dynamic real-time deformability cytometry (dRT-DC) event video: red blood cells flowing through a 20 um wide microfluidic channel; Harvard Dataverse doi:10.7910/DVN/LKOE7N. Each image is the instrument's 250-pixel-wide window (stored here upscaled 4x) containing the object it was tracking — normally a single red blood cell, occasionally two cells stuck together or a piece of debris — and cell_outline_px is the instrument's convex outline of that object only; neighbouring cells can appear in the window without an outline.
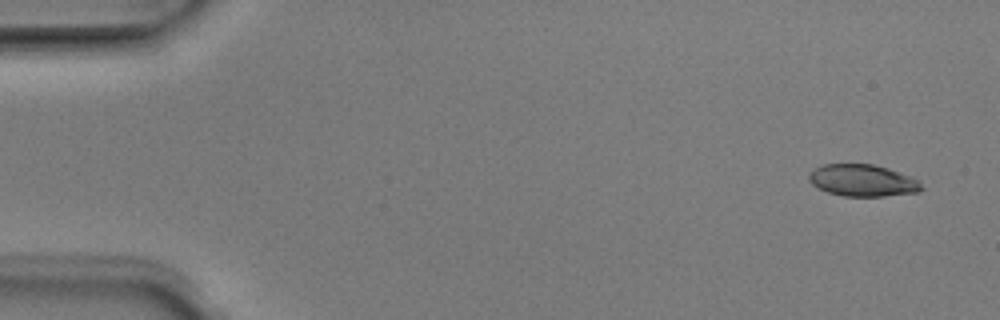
{"species": "Egyptian fruit bat (a non-hibernating species)", "species_latin": "Rousettus aegyptiacus", "temperature_condition": "room temperature", "stored_images_in_passage": 5, "camera_frame_rate_fps": 3000, "um_per_image_px": 0.085, "animal": {"sex": "male"}, "frame": {"image": 1, "passage_image": 1, "time_ms": 0.0, "image_size_px": [1000, 320], "cell_outline_px": [[924, 188], [920, 192], [884, 196], [844, 196], [828, 192], [812, 184], [808, 180], [808, 176], [816, 168], [824, 164], [872, 164], [888, 168], [908, 176], [916, 180]], "centroid_in_image_um": [73.32, 15.34], "position_along_channel_um": 11.7, "area_um2": 20.63}}
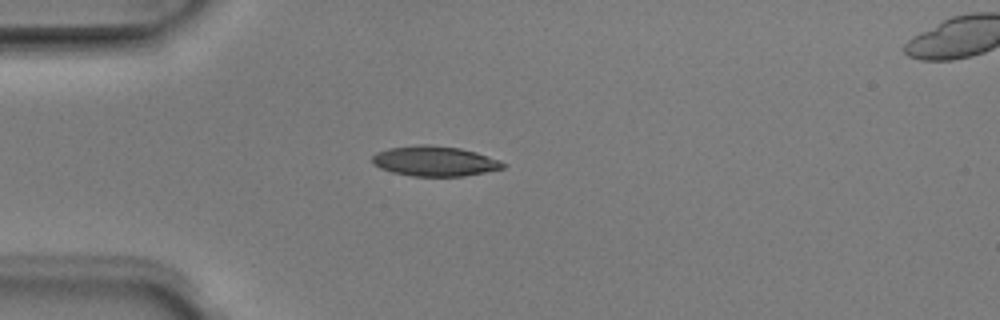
{"frame": {"image": 2, "passage_image": 4, "time_ms": 1.0, "image_size_px": [1000, 320], "cell_outline_px": [[508, 164], [504, 168], [464, 176], [412, 176], [392, 172], [380, 168], [372, 164], [372, 156], [376, 152], [388, 148], [420, 144], [428, 144], [460, 148], [476, 152], [500, 160]], "centroid_in_image_um": [36.94, 13.69], "position_along_channel_um": 48.1, "area_um2": 23.06}}